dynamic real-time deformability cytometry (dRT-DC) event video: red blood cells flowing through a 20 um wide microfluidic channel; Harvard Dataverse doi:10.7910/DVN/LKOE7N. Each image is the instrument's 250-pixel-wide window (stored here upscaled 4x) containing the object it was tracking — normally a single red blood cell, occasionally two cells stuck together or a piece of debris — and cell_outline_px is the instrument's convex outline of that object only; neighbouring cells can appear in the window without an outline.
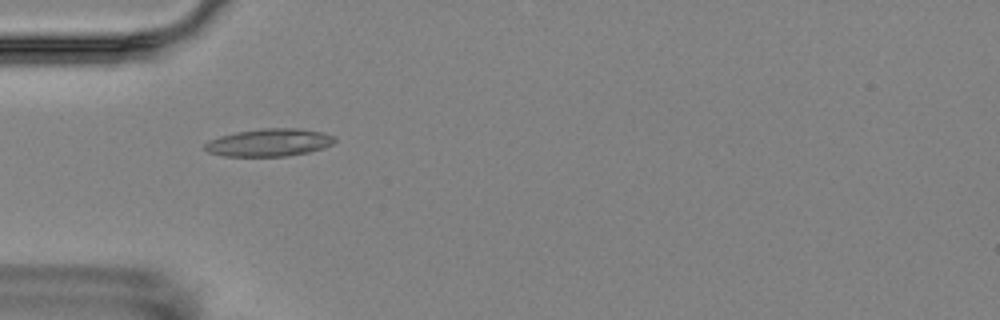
{"species": "Egyptian fruit bat (a non-hibernating species)", "species_latin": "Rousettus aegyptiacus", "temperature_condition": "room temperature", "stored_images_in_passage": 5, "camera_frame_rate_fps": 3000, "um_per_image_px": 0.085, "animal": {"sex": "female"}, "frame": {"image": 1, "passage_image": 4, "time_ms": 5.0, "image_size_px": [1000, 320], "cell_outline_px": [[336, 140], [332, 144], [324, 148], [308, 152], [288, 156], [224, 156], [208, 152], [204, 148], [204, 144], [208, 140], [220, 136], [236, 132], [260, 128], [300, 128], [324, 132], [336, 136]], "centroid_in_image_um": [22.91, 12.1], "position_along_channel_um": 62.1, "area_um2": 21.15}}
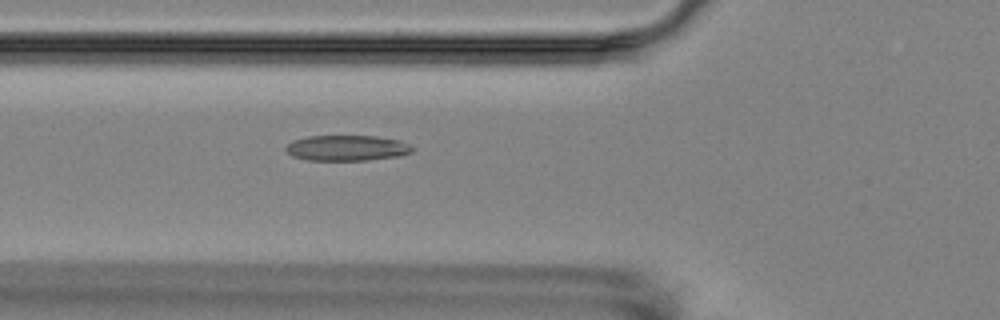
{"frame": {"image": 2, "passage_image": 5, "time_ms": 6.0, "image_size_px": [1000, 320], "cell_outline_px": [[416, 148], [412, 152], [400, 156], [368, 160], [308, 160], [292, 156], [284, 148], [292, 140], [308, 136], [376, 136], [400, 140]], "centroid_in_image_um": [29.51, 12.58], "position_along_channel_um": 96.3, "area_um2": 18.96}}